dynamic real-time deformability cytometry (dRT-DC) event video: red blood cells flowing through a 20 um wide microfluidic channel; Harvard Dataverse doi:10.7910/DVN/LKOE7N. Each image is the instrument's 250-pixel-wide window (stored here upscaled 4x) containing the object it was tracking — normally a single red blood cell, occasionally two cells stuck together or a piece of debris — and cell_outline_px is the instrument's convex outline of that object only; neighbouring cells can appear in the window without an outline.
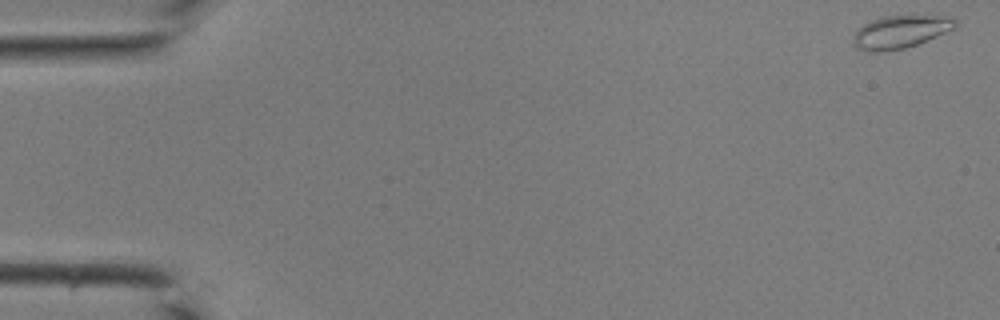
{"species": "common noctule bat (a hibernating species)", "species_latin": "Nyctalus noctula", "temperature_condition": "room temperature", "stored_images_in_passage": 42, "camera_frame_rate_fps": 3000, "um_per_image_px": 0.085, "animal": {"sex": "male", "body_mass_g": 19.0, "forearm_length_mm": 50.8}, "frame": {"image": 1, "passage_image": 1, "time_ms": 0.0, "image_size_px": [1000, 320], "cell_outline_px": [[956, 28], [916, 44], [904, 48], [880, 52], [868, 52], [856, 48], [852, 40], [852, 36], [856, 28], [872, 20], [884, 16], [912, 12], [944, 16], [956, 20]], "centroid_in_image_um": [76.51, 2.65], "position_along_channel_um": 8.5, "area_um2": 20.29}}
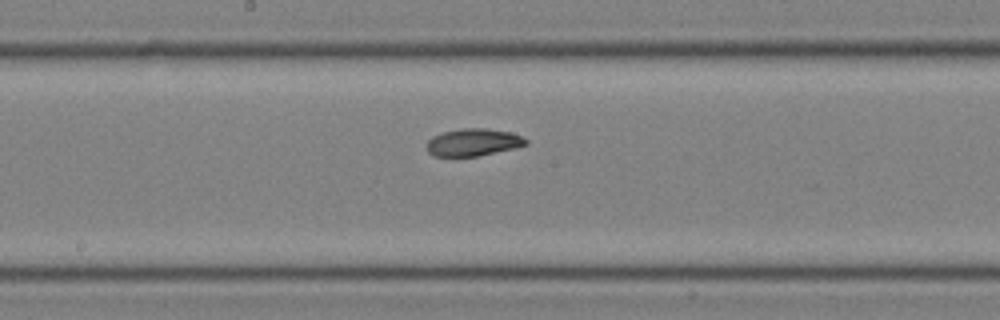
{"frame": {"image": 2, "passage_image": 23, "time_ms": 7.333, "image_size_px": [1000, 320], "cell_outline_px": [[528, 144], [480, 156], [432, 156], [428, 152], [424, 144], [432, 136], [440, 132], [464, 128], [488, 128], [512, 132], [528, 140]], "centroid_in_image_um": [40.17, 12.09], "position_along_channel_um": 208.0, "area_um2": 16.01}}
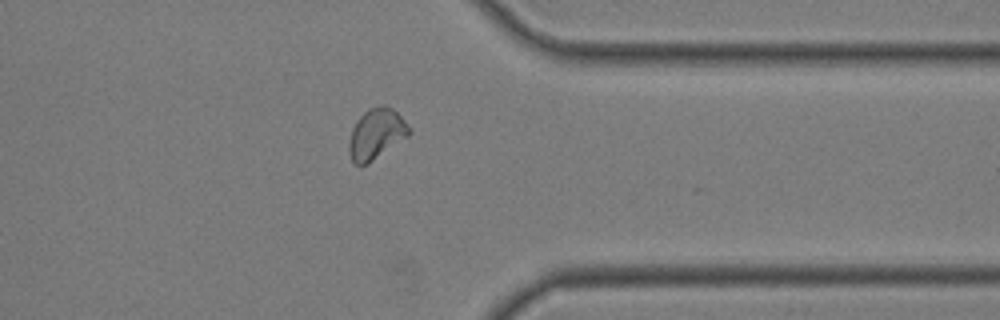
{"frame": {"image": 3, "passage_image": 34, "time_ms": 11.0, "image_size_px": [1000, 320], "cell_outline_px": [[412, 132], [408, 136], [368, 164], [356, 164], [352, 160], [348, 152], [348, 144], [352, 128], [356, 120], [368, 108], [384, 104], [392, 108], [412, 128]], "centroid_in_image_um": [31.98, 11.37], "position_along_channel_um": 379.4, "area_um2": 17.8}}